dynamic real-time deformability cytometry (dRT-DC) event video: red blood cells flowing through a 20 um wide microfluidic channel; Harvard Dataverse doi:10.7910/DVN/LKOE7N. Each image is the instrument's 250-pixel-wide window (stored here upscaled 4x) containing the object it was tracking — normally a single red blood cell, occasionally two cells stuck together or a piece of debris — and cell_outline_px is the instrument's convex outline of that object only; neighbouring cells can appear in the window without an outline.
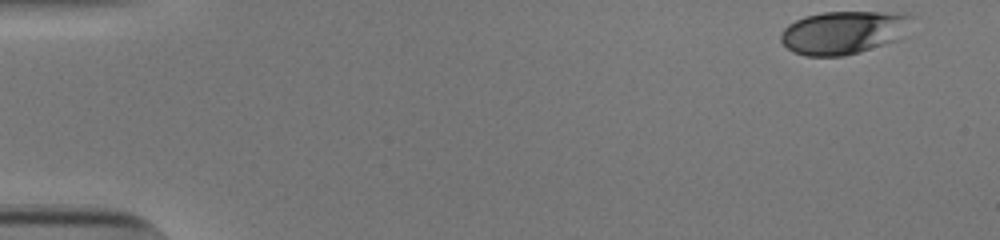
{"species": "human", "species_latin": "Homo sapiens", "temperature_condition": "cold", "stored_images_in_passage": 43, "camera_frame_rate_fps": 3000, "um_per_image_px": 0.085, "donor": {"sex": "male"}, "frame": {"image": 1, "passage_image": 1, "time_ms": 0.0, "image_size_px": [1000, 240], "cell_outline_px": [[912, 16], [896, 40], [844, 56], [804, 56], [792, 52], [780, 40], [780, 32], [788, 24], [804, 16], [824, 12], [904, 12]], "centroid_in_image_um": [71.6, 2.75], "position_along_channel_um": 13.4, "area_um2": 32.43}}
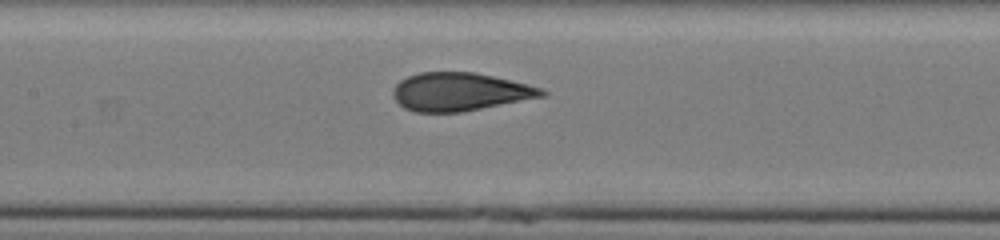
{"frame": {"image": 2, "passage_image": 24, "time_ms": 7.667, "image_size_px": [1000, 240], "cell_outline_px": [[548, 96], [460, 112], [416, 112], [404, 108], [392, 96], [392, 88], [400, 80], [408, 76], [420, 72], [476, 72], [528, 84], [544, 88], [548, 92]], "centroid_in_image_um": [39.12, 7.8], "position_along_channel_um": 168.3, "area_um2": 33.35}}
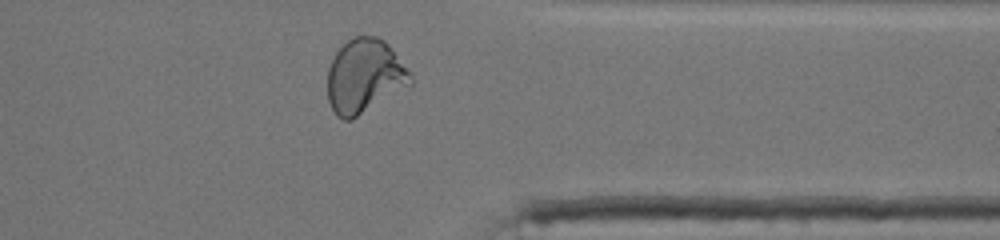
{"frame": {"image": 3, "passage_image": 41, "time_ms": 13.333, "image_size_px": [1000, 240], "cell_outline_px": [[412, 84], [352, 120], [344, 120], [336, 116], [328, 100], [328, 68], [336, 52], [348, 40], [356, 36], [376, 36], [384, 40], [388, 44], [412, 76]], "centroid_in_image_um": [30.97, 6.49], "position_along_channel_um": 380.4, "area_um2": 35.55}, "authors_computed_cell_mechanics": {"area_um2": 33.2928, "velocity_mm_per_s": 3.8383, "shape_relaxation_time_tau1_ms": 5.1641, "shape_relaxation_time_tau2_ms": null, "deformation_change_tau1": 0.1805, "deformation_change_tau2": null}}